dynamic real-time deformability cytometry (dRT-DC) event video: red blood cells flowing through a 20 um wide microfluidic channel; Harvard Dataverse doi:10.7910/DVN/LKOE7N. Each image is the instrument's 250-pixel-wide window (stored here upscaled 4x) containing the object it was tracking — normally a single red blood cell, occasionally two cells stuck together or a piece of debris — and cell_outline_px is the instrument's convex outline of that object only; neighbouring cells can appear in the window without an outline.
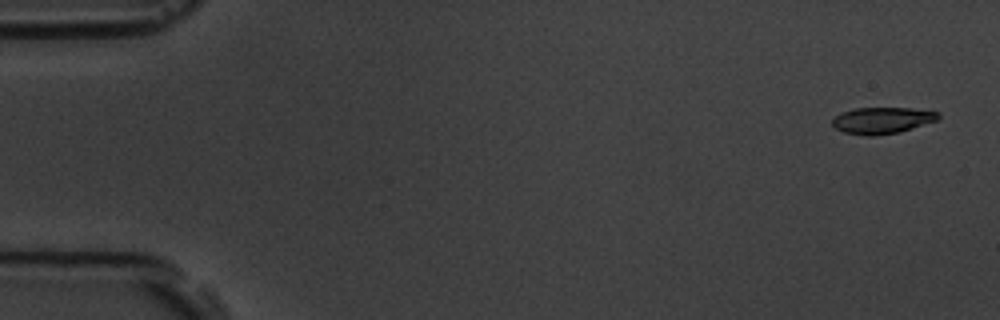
{"species": "common noctule bat (a hibernating species)", "species_latin": "Nyctalus noctula", "temperature_condition": "room temperature", "stored_images_in_passage": 5, "camera_frame_rate_fps": 3000, "um_per_image_px": 0.085, "animal": {"sex": "male", "body_mass_g": 19.5, "forearm_length_mm": 54.6}, "frame": {"image": 1, "passage_image": 1, "time_ms": 0.0, "image_size_px": [1000, 320], "cell_outline_px": [[940, 120], [900, 132], [872, 136], [868, 136], [844, 132], [836, 128], [832, 124], [832, 120], [836, 116], [844, 112], [856, 108], [912, 108], [940, 112]], "centroid_in_image_um": [75.06, 10.23], "position_along_channel_um": 9.9, "area_um2": 16.36}}
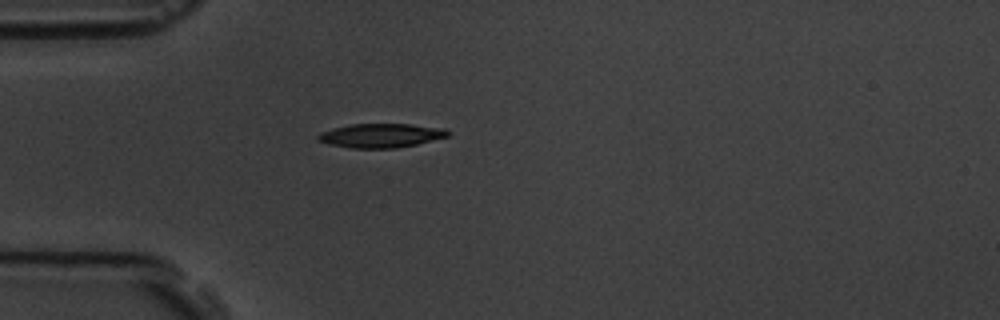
{"frame": {"image": 2, "passage_image": 5, "time_ms": 4.667, "image_size_px": [1000, 320], "cell_outline_px": [[452, 132], [448, 136], [416, 144], [396, 148], [352, 148], [328, 144], [316, 140], [316, 136], [320, 132], [332, 128], [352, 124], [408, 124], [444, 128]], "centroid_in_image_um": [32.35, 11.52], "position_along_channel_um": 52.7, "area_um2": 18.21}}